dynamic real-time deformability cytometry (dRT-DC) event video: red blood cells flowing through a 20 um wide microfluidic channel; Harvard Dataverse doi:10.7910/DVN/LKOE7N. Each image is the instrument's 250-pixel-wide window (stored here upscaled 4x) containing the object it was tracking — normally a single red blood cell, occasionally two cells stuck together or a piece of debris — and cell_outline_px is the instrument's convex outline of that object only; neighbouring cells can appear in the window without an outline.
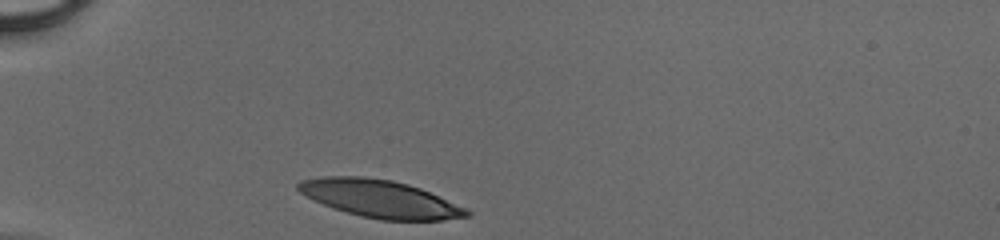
{"species": "human", "species_latin": "Homo sapiens", "temperature_condition": "cold", "stored_images_in_passage": 27, "camera_frame_rate_fps": 3000, "um_per_image_px": 0.085, "donor": {"sex": "male"}, "frame": {"image": 1, "passage_image": 1, "time_ms": 0.0, "image_size_px": [1000, 240], "cell_outline_px": [[472, 216], [440, 220], [380, 220], [360, 216], [324, 204], [300, 192], [296, 188], [296, 184], [300, 180], [324, 176], [364, 176], [392, 180], [408, 184], [420, 188], [464, 208], [472, 212]], "centroid_in_image_um": [32.29, 16.88], "position_along_channel_um": 52.7, "area_um2": 36.47}}
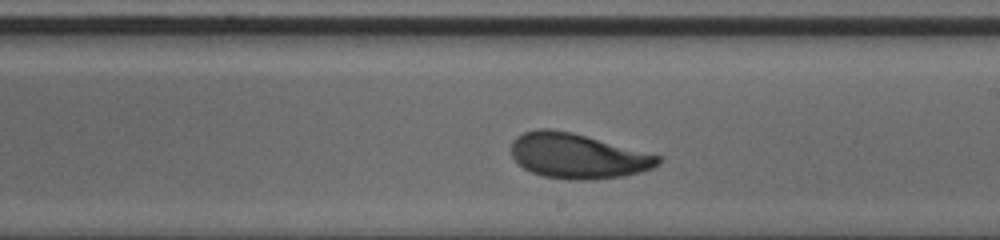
{"frame": {"image": 2, "passage_image": 16, "time_ms": 5.0, "image_size_px": [1000, 240], "cell_outline_px": [[660, 164], [652, 168], [640, 172], [620, 176], [580, 180], [544, 176], [532, 172], [524, 168], [512, 156], [512, 140], [516, 136], [524, 132], [536, 128], [552, 128], [572, 132], [660, 156]], "centroid_in_image_um": [49.06, 13.23], "position_along_channel_um": 239.9, "area_um2": 38.03}}
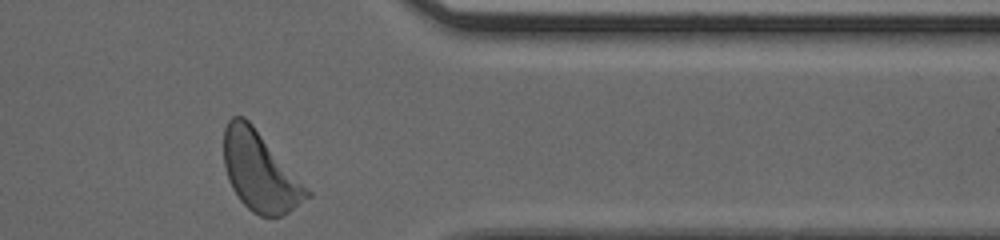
{"frame": {"image": 3, "passage_image": 27, "time_ms": 8.667, "image_size_px": [1000, 240], "cell_outline_px": [[312, 196], [288, 212], [280, 216], [260, 216], [252, 212], [240, 200], [232, 188], [228, 180], [224, 164], [224, 128], [228, 120], [232, 116], [244, 116], [252, 124], [312, 192]], "centroid_in_image_um": [22.09, 14.58], "position_along_channel_um": 389.3, "area_um2": 38.21}}